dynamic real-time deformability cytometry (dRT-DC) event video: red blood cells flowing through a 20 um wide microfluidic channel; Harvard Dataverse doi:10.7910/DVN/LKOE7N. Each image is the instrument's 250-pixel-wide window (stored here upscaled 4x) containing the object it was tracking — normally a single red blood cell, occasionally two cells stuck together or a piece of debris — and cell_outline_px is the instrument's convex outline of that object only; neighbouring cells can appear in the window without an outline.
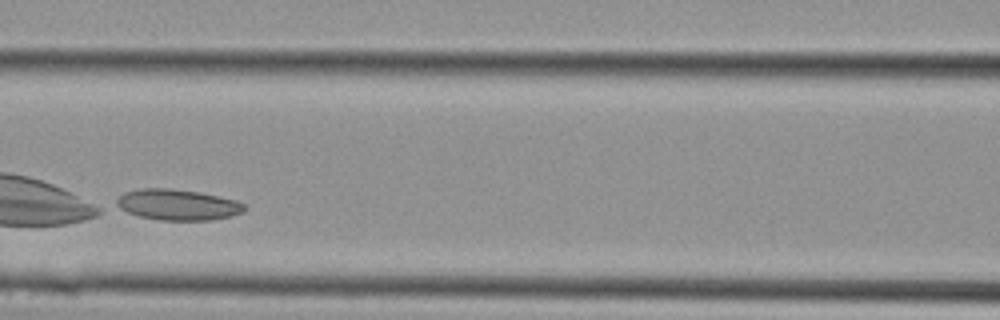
{"species": "Egyptian fruit bat (a non-hibernating species)", "species_latin": "Rousettus aegyptiacus", "temperature_condition": "cold", "stored_images_in_passage": 12, "camera_frame_rate_fps": 3000, "um_per_image_px": 0.085, "animal": {"sex": "female"}, "frame": {"image": 1, "passage_image": 6, "time_ms": 1.667, "image_size_px": [1000, 320], "cell_outline_px": [[248, 208], [244, 212], [232, 216], [212, 220], [160, 220], [140, 216], [128, 212], [120, 208], [116, 204], [116, 200], [124, 192], [140, 188], [168, 188], [200, 192], [236, 200], [244, 204]], "centroid_in_image_um": [15.14, 17.4], "position_along_channel_um": 151.5, "area_um2": 23.06}}